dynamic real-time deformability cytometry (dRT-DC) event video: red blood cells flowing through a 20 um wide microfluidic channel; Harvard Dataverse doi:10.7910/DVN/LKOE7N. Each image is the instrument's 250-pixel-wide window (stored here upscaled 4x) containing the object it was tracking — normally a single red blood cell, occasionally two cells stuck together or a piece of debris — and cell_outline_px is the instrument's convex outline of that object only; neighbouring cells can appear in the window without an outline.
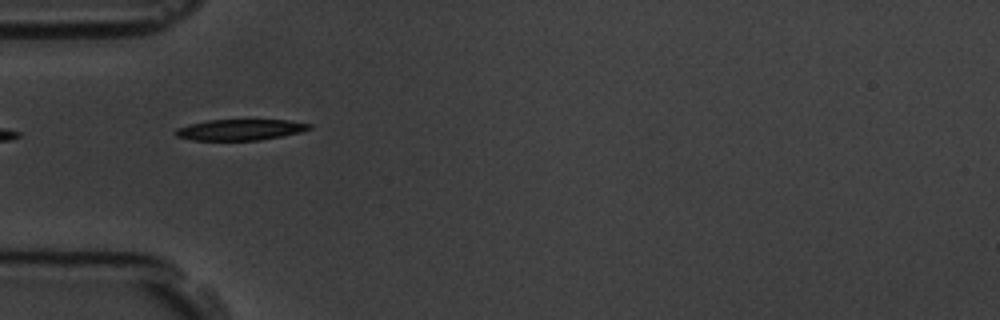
{"species": "common noctule bat (a hibernating species)", "species_latin": "Nyctalus noctula", "temperature_condition": "room temperature", "stored_images_in_passage": 11, "segment_of_instrument_passage": [2, 2], "camera_frame_rate_fps": 3000, "um_per_image_px": 0.085, "animal": {"sex": "male", "body_mass_g": 19.5, "forearm_length_mm": 54.6}, "frame": {"image": 1, "passage_image": 5, "time_ms": 4.667, "image_size_px": [1000, 320], "cell_outline_px": [[312, 128], [300, 132], [260, 140], [192, 140], [176, 136], [172, 132], [176, 128], [188, 124], [208, 120], [288, 120], [312, 124]], "centroid_in_image_um": [20.37, 11.02], "position_along_channel_um": 64.6, "area_um2": 16.36}}
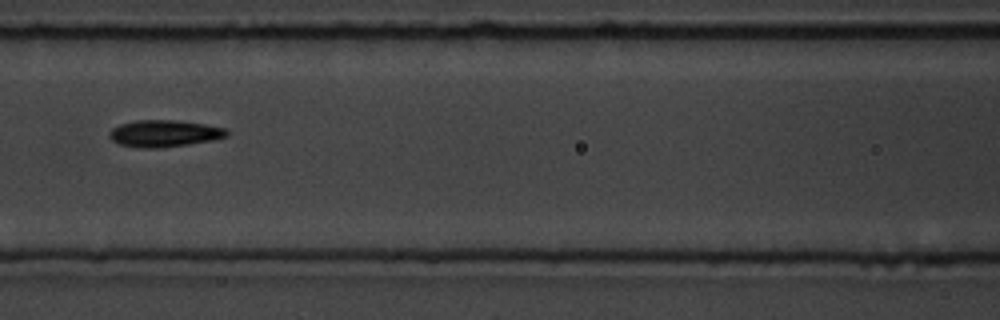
{"frame": {"image": 2, "passage_image": 7, "time_ms": 7.0, "image_size_px": [1000, 320], "cell_outline_px": [[228, 136], [216, 140], [188, 144], [156, 148], [140, 148], [120, 144], [112, 140], [108, 136], [108, 132], [112, 128], [120, 124], [136, 120], [172, 120], [204, 124], [224, 128], [228, 132]], "centroid_in_image_um": [13.95, 11.35], "position_along_channel_um": 152.7, "area_um2": 18.32}}
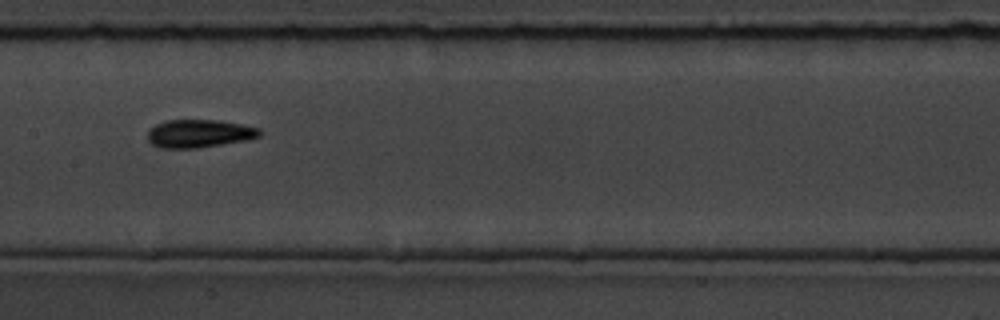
{"frame": {"image": 3, "passage_image": 8, "time_ms": 8.0, "image_size_px": [1000, 320], "cell_outline_px": [[264, 132], [260, 136], [248, 140], [196, 148], [160, 148], [152, 144], [148, 140], [148, 132], [156, 124], [164, 120], [216, 120], [240, 124], [260, 128]], "centroid_in_image_um": [16.95, 11.35], "position_along_channel_um": 190.4, "area_um2": 18.32}}